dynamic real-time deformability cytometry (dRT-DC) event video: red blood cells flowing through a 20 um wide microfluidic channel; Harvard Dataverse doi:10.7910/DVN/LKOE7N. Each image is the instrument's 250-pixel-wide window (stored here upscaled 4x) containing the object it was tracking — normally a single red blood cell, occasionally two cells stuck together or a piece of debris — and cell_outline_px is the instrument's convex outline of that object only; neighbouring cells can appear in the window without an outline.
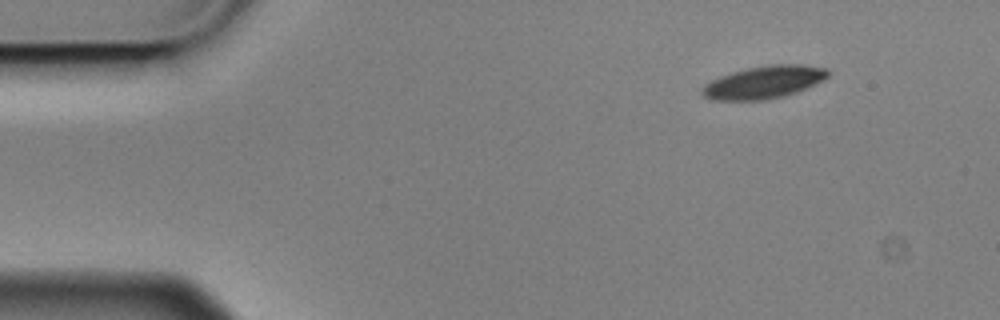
{"species": "Egyptian fruit bat (a non-hibernating species)", "species_latin": "Rousettus aegyptiacus", "temperature_condition": "cold", "stored_images_in_passage": 4, "camera_frame_rate_fps": 3000, "um_per_image_px": 0.085, "animal": {"sex": "male"}, "frame": {"image": 1, "passage_image": 1, "time_ms": 0.0, "image_size_px": [1000, 320], "cell_outline_px": [[828, 76], [796, 92], [784, 96], [764, 100], [712, 100], [704, 96], [700, 92], [700, 88], [704, 84], [720, 76], [732, 72], [748, 68], [768, 64], [804, 64], [828, 68]], "centroid_in_image_um": [64.88, 6.98], "position_along_channel_um": 20.1, "area_um2": 23.81}}
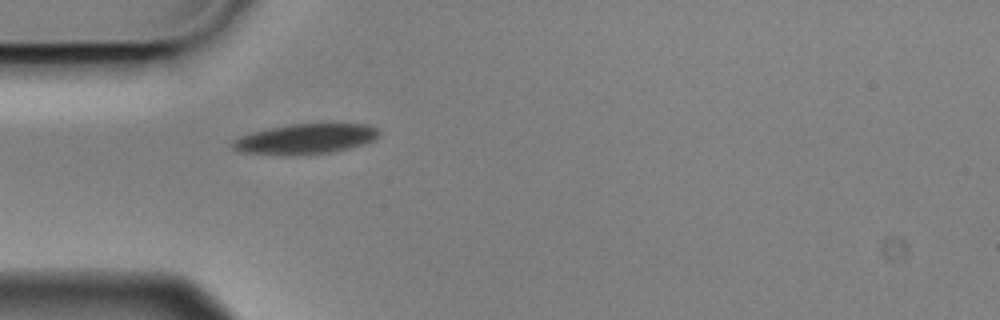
{"frame": {"image": 2, "passage_image": 4, "time_ms": 1.0, "image_size_px": [1000, 320], "cell_outline_px": [[380, 136], [364, 144], [332, 152], [300, 156], [284, 156], [240, 152], [232, 148], [232, 140], [240, 136], [252, 132], [268, 128], [292, 124], [368, 124], [376, 128], [380, 132]], "centroid_in_image_um": [25.93, 11.83], "position_along_channel_um": 59.1, "area_um2": 26.07}}